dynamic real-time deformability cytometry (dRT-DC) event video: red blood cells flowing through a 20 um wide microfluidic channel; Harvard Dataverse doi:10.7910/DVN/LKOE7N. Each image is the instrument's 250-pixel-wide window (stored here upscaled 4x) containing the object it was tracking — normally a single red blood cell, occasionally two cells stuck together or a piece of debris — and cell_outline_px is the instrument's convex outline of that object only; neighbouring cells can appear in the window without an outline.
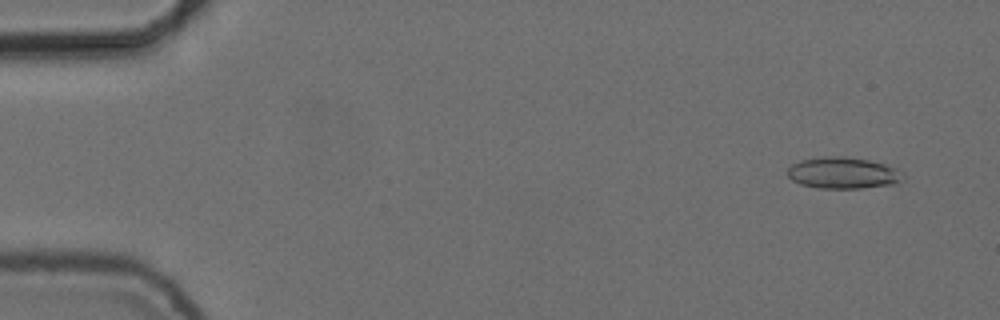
{"species": "common noctule bat (a hibernating species)", "species_latin": "Nyctalus noctula", "temperature_condition": "cold", "stored_images_in_passage": 55, "camera_frame_rate_fps": 3000, "um_per_image_px": 0.085, "animal": {"sex": "female", "body_mass_g": 24.6, "forearm_length_mm": 56.2}, "frame": {"image": 1, "passage_image": 4, "time_ms": 1.0, "image_size_px": [1000, 320], "cell_outline_px": [[904, 176], [900, 180], [892, 184], [860, 188], [816, 188], [800, 184], [792, 180], [788, 176], [788, 168], [792, 164], [800, 160], [824, 156], [844, 156], [868, 160], [900, 168], [904, 172]], "centroid_in_image_um": [71.66, 14.69], "position_along_channel_um": 13.3, "area_um2": 21.27}}
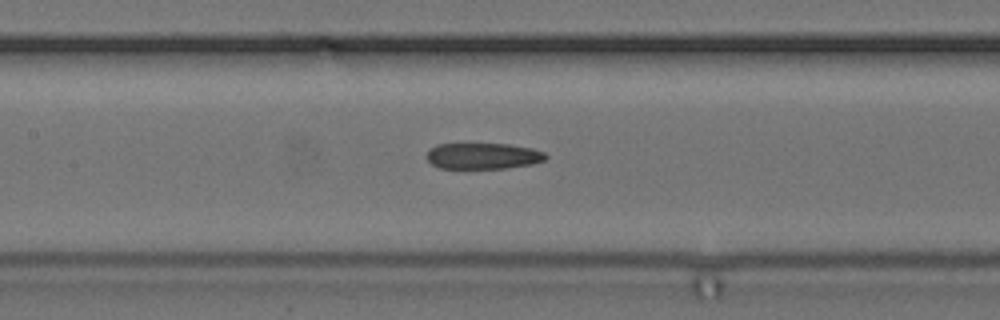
{"frame": {"image": 2, "passage_image": 26, "time_ms": 8.333, "image_size_px": [1000, 320], "cell_outline_px": [[548, 156], [544, 160], [532, 164], [508, 168], [440, 168], [432, 164], [428, 160], [428, 152], [436, 144], [508, 144], [532, 148], [544, 152]], "centroid_in_image_um": [41.09, 13.26], "position_along_channel_um": 166.3, "area_um2": 17.98}}
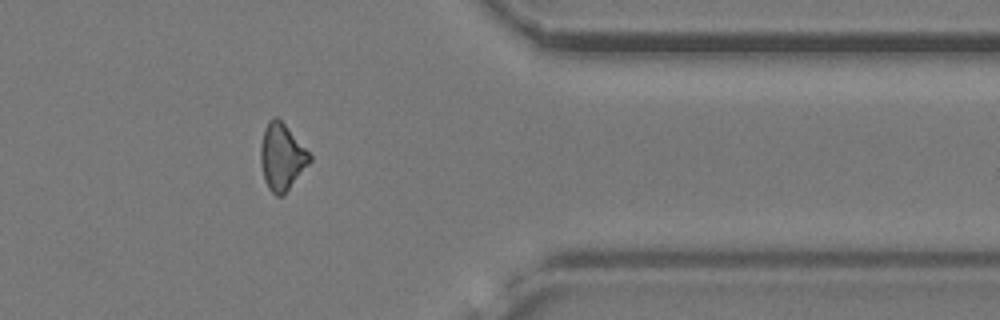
{"frame": {"image": 3, "passage_image": 45, "time_ms": 14.667, "image_size_px": [1000, 320], "cell_outline_px": [[312, 160], [284, 196], [276, 196], [268, 188], [264, 180], [260, 164], [260, 144], [264, 128], [268, 120], [272, 116], [276, 116], [284, 124], [312, 156]], "centroid_in_image_um": [23.93, 13.36], "position_along_channel_um": 387.5, "area_um2": 19.19}, "authors_computed_cell_mechanics": {"area_um2": 19.5942, "velocity_mm_per_s": 3.753, "shape_relaxation_time_tau1_ms": 8.4773, "shape_relaxation_time_tau2_ms": 3.7503, "deformation_change_tau1": 0.1936, "deformation_change_tau2": 0.1352}}